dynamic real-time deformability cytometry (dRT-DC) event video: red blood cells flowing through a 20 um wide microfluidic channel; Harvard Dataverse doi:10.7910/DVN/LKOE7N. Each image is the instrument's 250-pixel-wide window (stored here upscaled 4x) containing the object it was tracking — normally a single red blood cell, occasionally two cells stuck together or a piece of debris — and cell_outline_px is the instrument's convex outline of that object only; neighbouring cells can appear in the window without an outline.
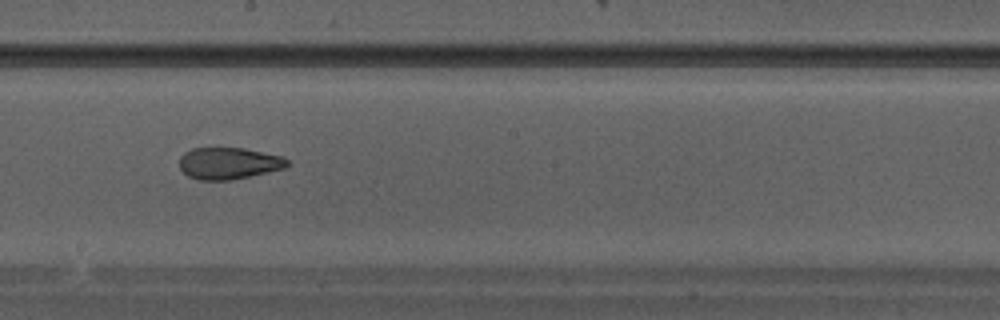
{"species": "Egyptian fruit bat (a non-hibernating species)", "species_latin": "Rousettus aegyptiacus", "temperature_condition": "warm", "stored_images_in_passage": 27, "camera_frame_rate_fps": 3000, "um_per_image_px": 0.085, "animal": {"sex": "male"}, "frame": {"image": 1, "passage_image": 12, "time_ms": 3.667, "image_size_px": [1000, 320], "cell_outline_px": [[288, 164], [284, 168], [268, 172], [228, 180], [200, 180], [188, 176], [180, 168], [180, 156], [184, 152], [192, 148], [244, 148], [284, 156], [288, 160]], "centroid_in_image_um": [19.44, 13.87], "position_along_channel_um": 228.8, "area_um2": 19.88}}